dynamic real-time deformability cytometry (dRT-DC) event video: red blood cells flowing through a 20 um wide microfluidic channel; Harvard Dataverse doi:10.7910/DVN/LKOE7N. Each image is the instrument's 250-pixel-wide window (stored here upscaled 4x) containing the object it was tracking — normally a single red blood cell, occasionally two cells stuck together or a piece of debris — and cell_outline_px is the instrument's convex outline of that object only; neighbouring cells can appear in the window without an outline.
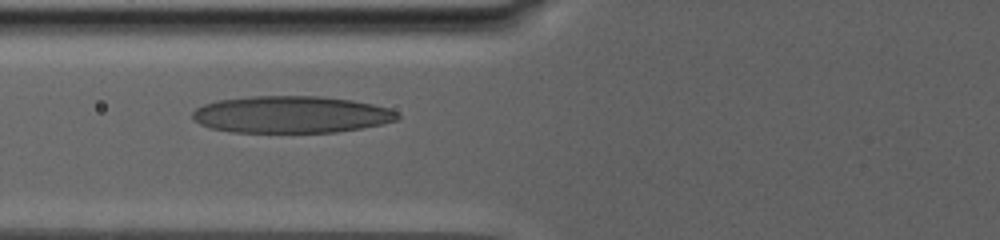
{"species": "human", "species_latin": "Homo sapiens", "temperature_condition": "warm", "stored_images_in_passage": 19, "camera_frame_rate_fps": 3000, "um_per_image_px": 0.085, "donor": {"sex": "male"}, "frame": {"image": 1, "passage_image": 18, "time_ms": 7.333, "image_size_px": [1000, 240], "cell_outline_px": [[400, 120], [360, 128], [336, 132], [232, 132], [212, 128], [200, 124], [192, 116], [192, 112], [196, 108], [204, 104], [216, 100], [252, 96], [320, 96], [352, 100], [372, 104], [388, 108], [396, 112], [400, 116]], "centroid_in_image_um": [24.75, 9.73], "position_along_channel_um": 101.0, "area_um2": 44.1}}